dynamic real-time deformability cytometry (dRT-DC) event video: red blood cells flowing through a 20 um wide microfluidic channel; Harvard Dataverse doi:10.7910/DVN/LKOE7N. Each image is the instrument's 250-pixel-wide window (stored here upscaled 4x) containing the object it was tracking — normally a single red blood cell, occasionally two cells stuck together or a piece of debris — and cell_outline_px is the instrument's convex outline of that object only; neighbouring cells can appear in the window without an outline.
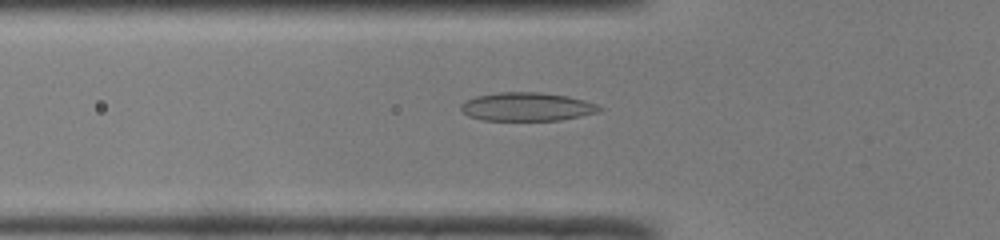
{"species": "common noctule bat (a hibernating species)", "species_latin": "Nyctalus noctula", "temperature_condition": "room temperature", "stored_images_in_passage": 33, "camera_frame_rate_fps": 3000, "um_per_image_px": 0.085, "animal": {"sex": "male", "body_mass_g": 19.0, "forearm_length_mm": 50.8}, "frame": {"image": 1, "passage_image": 3, "time_ms": 0.667, "image_size_px": [1000, 240], "cell_outline_px": [[604, 108], [596, 112], [580, 116], [560, 120], [484, 120], [468, 116], [460, 108], [460, 104], [464, 100], [476, 96], [500, 92], [544, 92], [568, 96], [584, 100], [596, 104]], "centroid_in_image_um": [44.77, 9.06], "position_along_channel_um": 81.0, "area_um2": 23.0}}
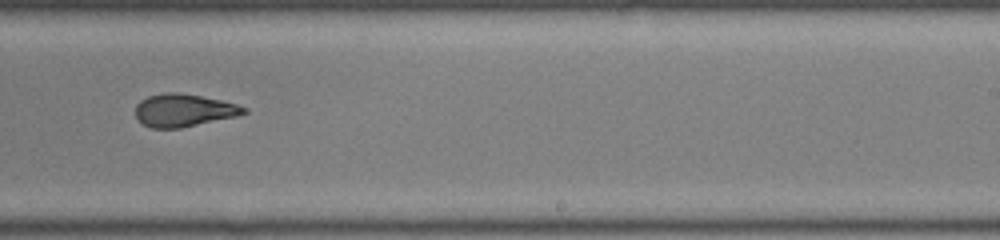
{"frame": {"image": 2, "passage_image": 17, "time_ms": 5.333, "image_size_px": [1000, 240], "cell_outline_px": [[248, 112], [236, 116], [180, 128], [152, 128], [144, 124], [136, 116], [136, 104], [140, 100], [148, 96], [164, 92], [176, 92], [200, 96], [220, 100], [236, 104], [248, 108]], "centroid_in_image_um": [15.61, 9.37], "position_along_channel_um": 273.4, "area_um2": 20.46}}
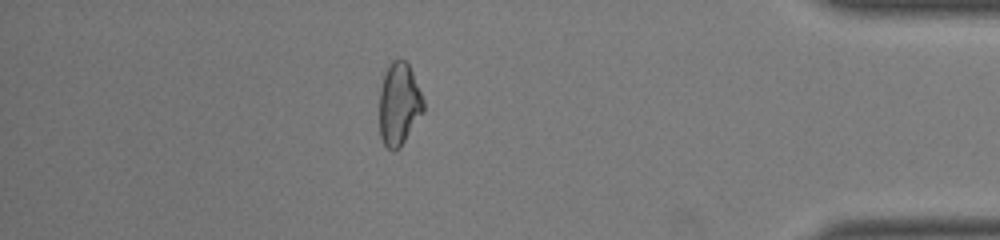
{"frame": {"image": 3, "passage_image": 29, "time_ms": 9.333, "image_size_px": [1000, 240], "cell_outline_px": [[424, 112], [400, 148], [392, 152], [384, 144], [380, 136], [380, 88], [384, 76], [392, 60], [404, 60], [408, 64], [412, 72], [424, 100]], "centroid_in_image_um": [33.93, 8.9], "position_along_channel_um": 401.3, "area_um2": 21.1}, "authors_computed_cell_mechanics": {"area_um2": 21.386, "velocity_mm_per_s": 4.1233, "shape_relaxation_time_tau1_ms": 7.7325, "shape_relaxation_time_tau2_ms": 1.9754, "deformation_change_tau1": 0.228, "deformation_change_tau2": 0.0741}}